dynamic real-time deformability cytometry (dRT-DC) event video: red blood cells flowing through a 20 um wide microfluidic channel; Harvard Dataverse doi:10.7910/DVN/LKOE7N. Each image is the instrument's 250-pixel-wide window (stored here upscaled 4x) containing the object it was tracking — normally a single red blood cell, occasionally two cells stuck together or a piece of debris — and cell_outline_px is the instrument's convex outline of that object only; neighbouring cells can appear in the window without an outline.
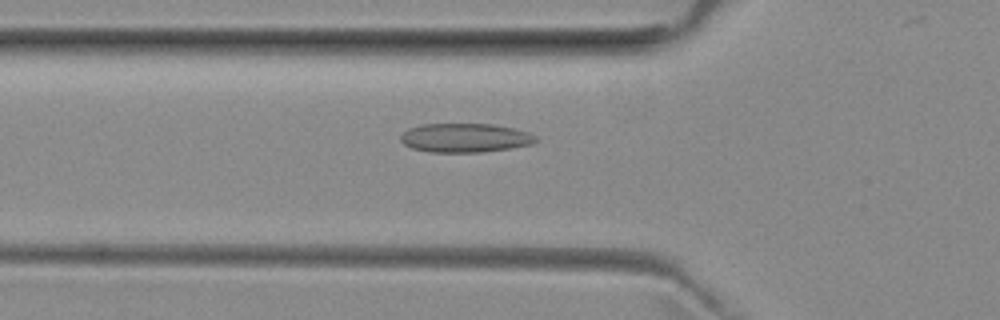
{"species": "common noctule bat (a hibernating species)", "species_latin": "Nyctalus noctula", "temperature_condition": "room temperature", "stored_images_in_passage": 47, "camera_frame_rate_fps": 3000, "um_per_image_px": 0.085, "animal": {"sex": "female", "body_mass_g": 29.2, "forearm_length_mm": 56.3}, "frame": {"image": 1, "passage_image": 18, "time_ms": 5.667, "image_size_px": [1000, 320], "cell_outline_px": [[540, 140], [532, 144], [512, 148], [484, 152], [428, 152], [412, 148], [404, 144], [400, 140], [400, 136], [408, 128], [420, 124], [492, 124], [512, 128], [528, 132], [536, 136]], "centroid_in_image_um": [39.54, 11.72], "position_along_channel_um": 86.3, "area_um2": 23.0}}
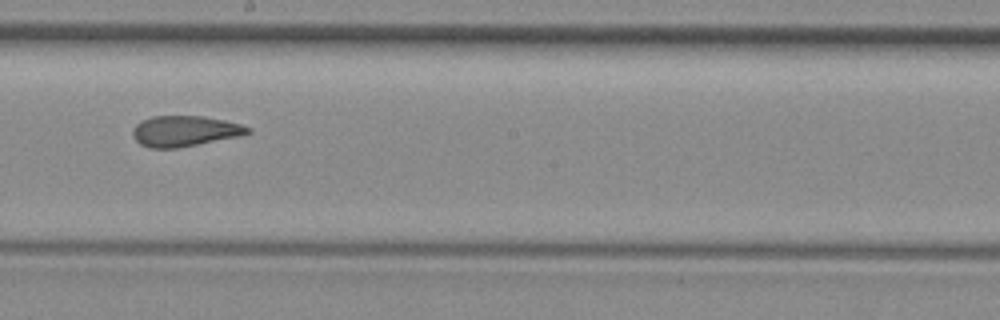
{"frame": {"image": 2, "passage_image": 29, "time_ms": 9.333, "image_size_px": [1000, 320], "cell_outline_px": [[252, 132], [244, 136], [176, 148], [148, 148], [140, 144], [132, 136], [132, 128], [140, 120], [152, 116], [204, 116], [224, 120], [240, 124], [252, 128]], "centroid_in_image_um": [15.72, 11.14], "position_along_channel_um": 232.5, "area_um2": 20.92}}
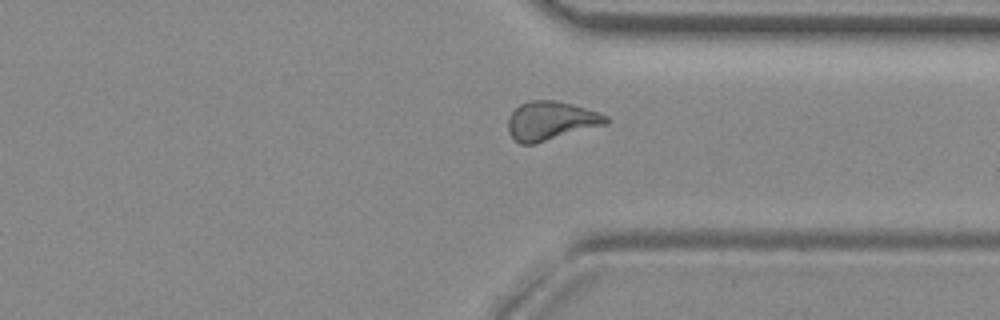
{"frame": {"image": 3, "passage_image": 39, "time_ms": 12.667, "image_size_px": [1000, 320], "cell_outline_px": [[612, 120], [608, 124], [536, 144], [520, 144], [508, 132], [508, 116], [520, 104], [532, 100], [556, 100], [572, 104], [600, 112], [608, 116]], "centroid_in_image_um": [46.87, 10.27], "position_along_channel_um": 364.5, "area_um2": 22.48}, "authors_computed_cell_mechanics": {"area_um2": 21.6172, "velocity_mm_per_s": 3.9796, "shape_relaxation_time_tau1_ms": null, "shape_relaxation_time_tau2_ms": 1.8383, "deformation_change_tau1": null, "deformation_change_tau2": 0.0951}}